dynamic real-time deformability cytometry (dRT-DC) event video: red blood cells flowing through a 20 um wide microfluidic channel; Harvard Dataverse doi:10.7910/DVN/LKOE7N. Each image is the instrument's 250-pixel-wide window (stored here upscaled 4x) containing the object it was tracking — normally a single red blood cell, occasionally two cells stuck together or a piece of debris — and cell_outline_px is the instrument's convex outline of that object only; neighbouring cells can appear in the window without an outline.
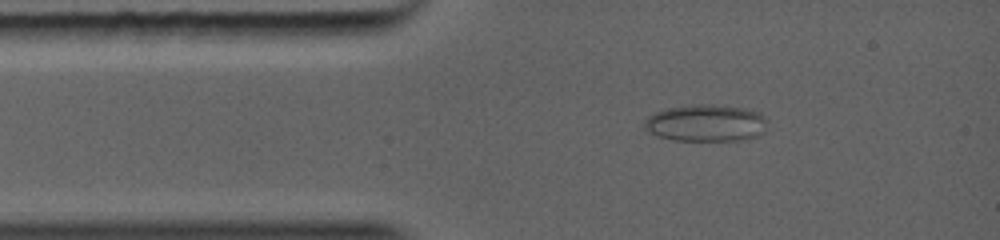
{"species": "common noctule bat (a hibernating species)", "species_latin": "Nyctalus noctula", "temperature_condition": "warm", "stored_images_in_passage": 24, "camera_frame_rate_fps": 5000, "um_per_image_px": 0.085, "animal": {"sex": "female", "body_mass_g": 19.0, "forearm_length_mm": 56.7}, "frame": {"image": 1, "passage_image": 4, "time_ms": 1.6, "image_size_px": [1000, 240], "cell_outline_px": [[748, 116], [720, 140], [680, 140], [664, 136], [652, 132], [648, 128], [648, 124], [656, 116], [664, 112], [680, 108], [700, 104], [708, 104], [728, 108], [740, 112]], "centroid_in_image_um": [59.23, 10.43], "position_along_channel_um": 25.8, "area_um2": 18.67}}
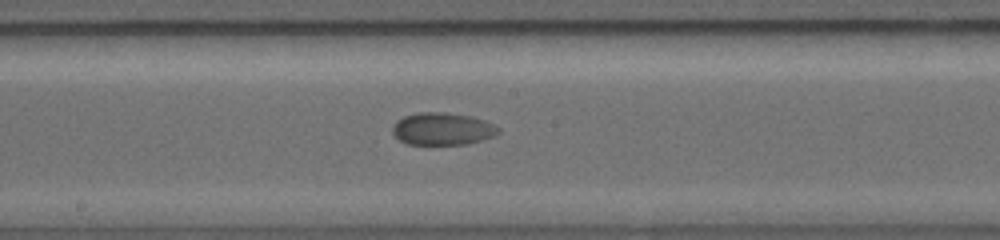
{"frame": {"image": 2, "passage_image": 12, "time_ms": 6.0, "image_size_px": [1000, 240], "cell_outline_px": [[484, 136], [476, 140], [464, 144], [412, 144], [396, 136], [396, 124], [400, 120], [408, 116], [432, 112], [464, 116], [476, 120]], "centroid_in_image_um": [37.25, 10.98], "position_along_channel_um": 210.9, "area_um2": 16.47}}
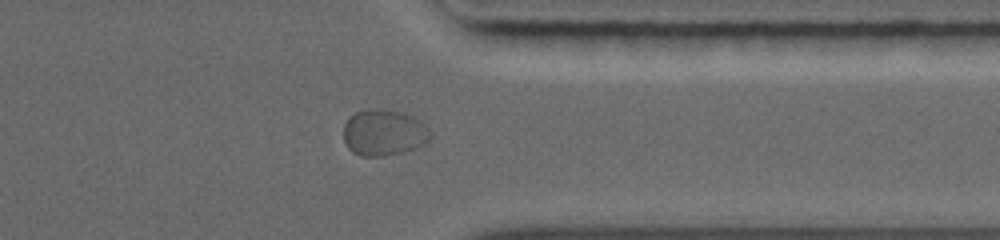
{"frame": {"image": 3, "passage_image": 24, "time_ms": 9.6, "image_size_px": [1000, 240], "cell_outline_px": [[408, 148], [400, 152], [376, 156], [364, 156], [356, 152], [344, 140], [344, 128], [348, 120], [356, 112], [392, 112], [404, 116]], "centroid_in_image_um": [31.98, 11.34], "position_along_channel_um": 379.4, "area_um2": 17.34}}